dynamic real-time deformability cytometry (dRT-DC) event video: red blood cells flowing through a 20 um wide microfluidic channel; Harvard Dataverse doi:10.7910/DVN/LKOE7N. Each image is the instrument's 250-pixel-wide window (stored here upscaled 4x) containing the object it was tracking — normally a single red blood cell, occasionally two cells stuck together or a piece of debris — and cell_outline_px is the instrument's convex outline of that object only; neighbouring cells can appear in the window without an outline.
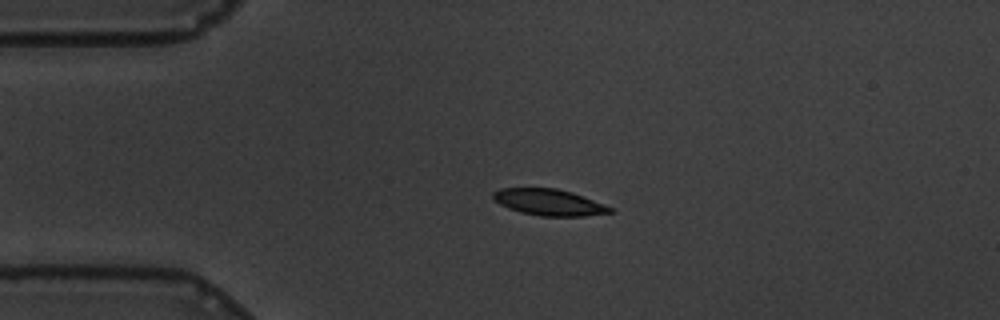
{"species": "common noctule bat (a hibernating species)", "species_latin": "Nyctalus noctula", "temperature_condition": "warm", "stored_images_in_passage": 5, "camera_frame_rate_fps": 3000, "um_per_image_px": 0.085, "animal": {"sex": "male", "body_mass_g": 19.5, "forearm_length_mm": 54.6}, "frame": {"image": 1, "passage_image": 2, "time_ms": 0.333, "image_size_px": [1000, 320], "cell_outline_px": [[616, 212], [584, 216], [540, 216], [520, 212], [508, 208], [492, 200], [492, 192], [500, 188], [556, 188], [572, 192], [612, 208]], "centroid_in_image_um": [46.62, 17.19], "position_along_channel_um": 38.4, "area_um2": 17.98}}